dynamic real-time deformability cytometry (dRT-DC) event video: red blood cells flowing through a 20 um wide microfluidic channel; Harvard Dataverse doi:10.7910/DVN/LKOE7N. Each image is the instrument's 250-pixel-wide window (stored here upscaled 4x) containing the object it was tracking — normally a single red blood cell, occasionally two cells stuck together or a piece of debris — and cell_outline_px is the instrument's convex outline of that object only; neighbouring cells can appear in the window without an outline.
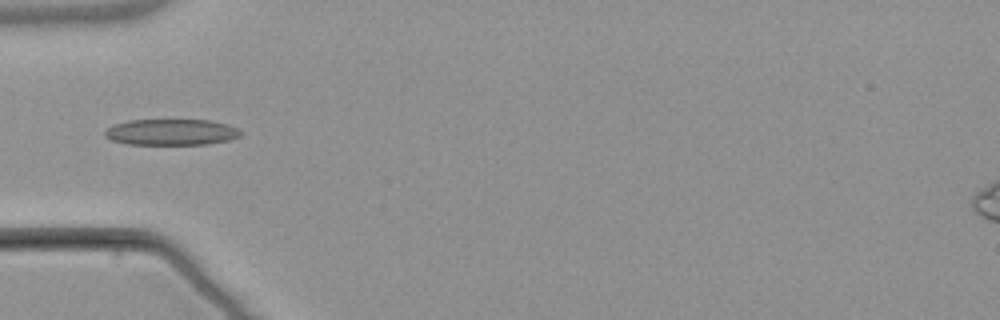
{"species": "common noctule bat (a hibernating species)", "species_latin": "Nyctalus noctula", "temperature_condition": "warm", "stored_images_in_passage": 4, "camera_frame_rate_fps": 3000, "um_per_image_px": 0.085, "animal": {"sex": "male", "body_mass_g": 21.5, "forearm_length_mm": 52.0}, "frame": {"image": 1, "passage_image": 4, "time_ms": 3.667, "image_size_px": [1000, 320], "cell_outline_px": [[240, 136], [228, 140], [208, 144], [128, 144], [112, 140], [104, 136], [104, 132], [112, 124], [128, 120], [208, 120], [228, 124], [236, 128], [240, 132]], "centroid_in_image_um": [14.52, 11.22], "position_along_channel_um": 70.5, "area_um2": 20.58}}